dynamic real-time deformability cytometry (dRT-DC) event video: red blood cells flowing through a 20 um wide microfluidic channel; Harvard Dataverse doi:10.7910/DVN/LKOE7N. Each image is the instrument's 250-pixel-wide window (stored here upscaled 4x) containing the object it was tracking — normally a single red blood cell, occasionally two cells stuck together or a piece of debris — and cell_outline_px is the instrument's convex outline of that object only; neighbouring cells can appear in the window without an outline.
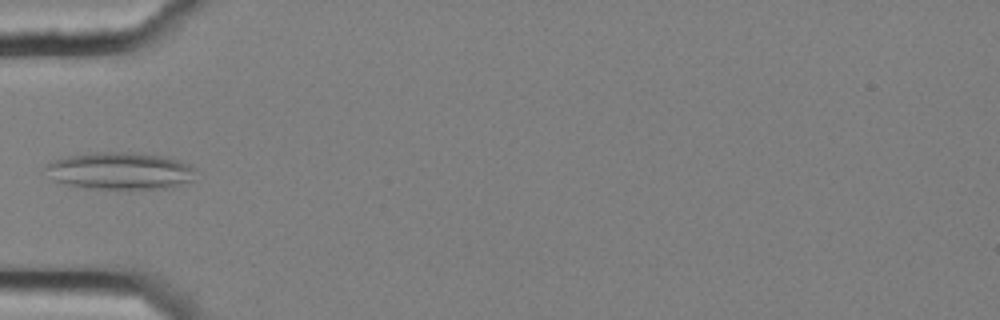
{"species": "common noctule bat (a hibernating species)", "species_latin": "Nyctalus noctula", "temperature_condition": "cold", "stored_images_in_passage": 7, "camera_frame_rate_fps": 3000, "um_per_image_px": 0.085, "animal": {"sex": "female", "body_mass_g": 25.1}, "frame": {"image": 1, "passage_image": 6, "time_ms": 1.667, "image_size_px": [1000, 320], "cell_outline_px": [[196, 168], [192, 180], [172, 188], [88, 188], [68, 184], [52, 180], [44, 168], [44, 164], [52, 160], [68, 156], [92, 152], [136, 152], [164, 156], [188, 164]], "centroid_in_image_um": [10.18, 14.51], "position_along_channel_um": 74.8, "area_um2": 32.54}}